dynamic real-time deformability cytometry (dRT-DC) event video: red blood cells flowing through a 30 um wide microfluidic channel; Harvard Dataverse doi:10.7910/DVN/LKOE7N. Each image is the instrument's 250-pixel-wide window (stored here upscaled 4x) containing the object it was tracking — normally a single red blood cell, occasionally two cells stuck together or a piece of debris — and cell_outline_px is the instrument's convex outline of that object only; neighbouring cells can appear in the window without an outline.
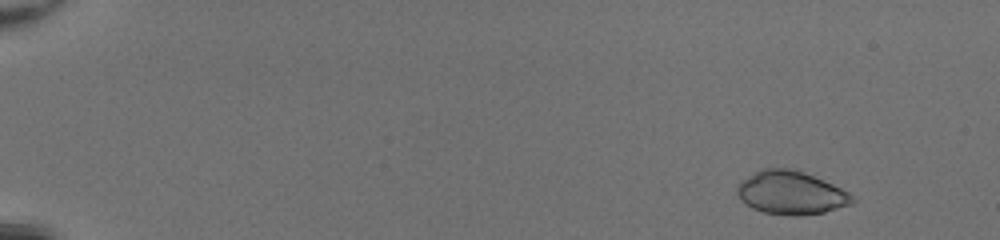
{"species": "common noctule bat (a hibernating species)", "species_latin": "Nyctalus noctula", "temperature_condition": "room temperature", "stored_images_in_passage": 46, "camera_frame_rate_fps": 3000, "um_per_image_px": 0.085, "animal": {"sex": "female", "body_mass_g": 20.0, "forearm_length_mm": 54.0}, "frame": {"image": 1, "passage_image": 1, "time_ms": 0.0, "image_size_px": [1000, 240], "cell_outline_px": [[856, 200], [852, 204], [824, 212], [800, 216], [792, 216], [764, 212], [752, 208], [736, 192], [736, 184], [740, 180], [760, 168], [796, 168], [832, 184], [848, 192]], "centroid_in_image_um": [67.22, 16.37], "position_along_channel_um": 17.8, "area_um2": 29.19}}
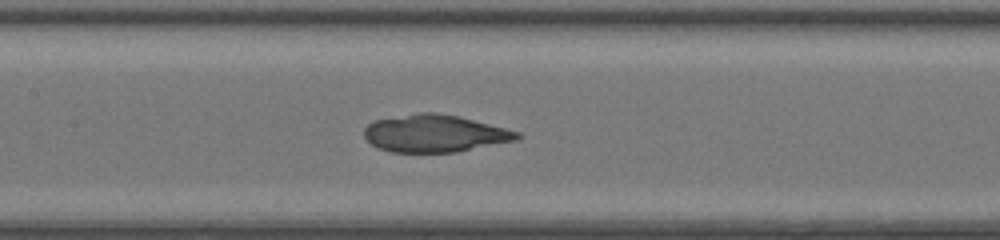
{"frame": {"image": 2, "passage_image": 23, "time_ms": 7.333, "image_size_px": [1000, 240], "cell_outline_px": [[524, 136], [516, 140], [456, 152], [392, 152], [380, 148], [372, 144], [364, 136], [364, 128], [372, 120], [420, 112], [436, 112], [460, 116], [520, 132]], "centroid_in_image_um": [36.96, 11.33], "position_along_channel_um": 170.4, "area_um2": 33.35}}
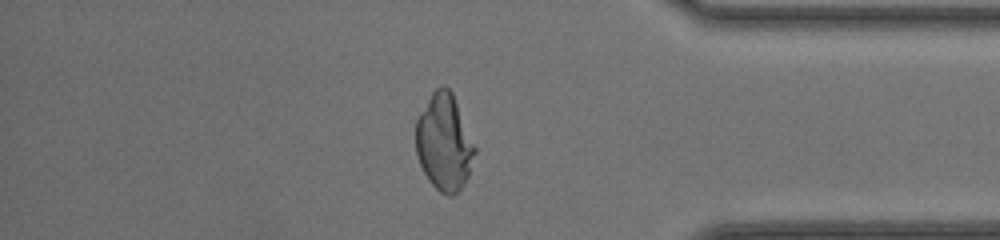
{"frame": {"image": 3, "passage_image": 40, "time_ms": 13.0, "image_size_px": [1000, 240], "cell_outline_px": [[476, 152], [468, 176], [464, 184], [452, 196], [448, 196], [440, 192], [428, 180], [420, 164], [416, 152], [416, 120], [420, 112], [432, 92], [440, 84], [444, 84], [452, 92], [476, 148]], "centroid_in_image_um": [37.75, 12.09], "position_along_channel_um": 397.5, "area_um2": 33.06}}